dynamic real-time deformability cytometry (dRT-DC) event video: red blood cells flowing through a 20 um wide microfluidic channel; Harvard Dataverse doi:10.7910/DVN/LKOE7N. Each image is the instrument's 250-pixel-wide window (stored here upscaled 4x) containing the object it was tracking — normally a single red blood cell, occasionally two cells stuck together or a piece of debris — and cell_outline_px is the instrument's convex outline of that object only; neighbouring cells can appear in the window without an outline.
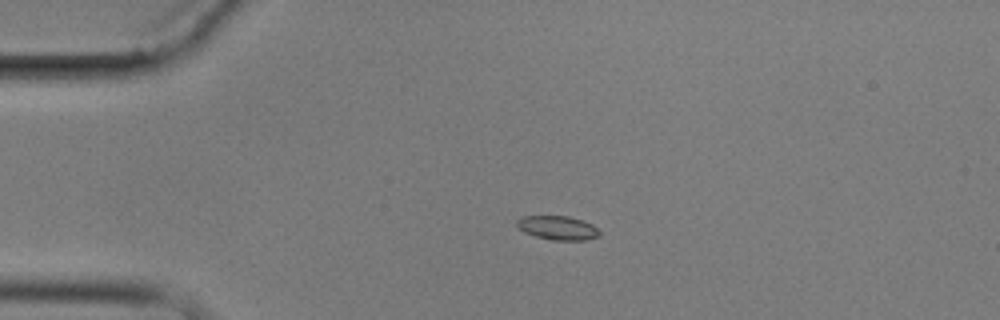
{"species": "common noctule bat (a hibernating species)", "species_latin": "Nyctalus noctula", "temperature_condition": "cold", "stored_images_in_passage": 4, "camera_frame_rate_fps": 3000, "um_per_image_px": 0.085, "animal": {"sex": "male", "body_mass_g": 17.9}, "frame": {"image": 1, "passage_image": 3, "time_ms": 2.333, "image_size_px": [1000, 320], "cell_outline_px": [[600, 236], [584, 240], [552, 240], [536, 236], [524, 232], [516, 224], [516, 220], [520, 216], [568, 216], [592, 224], [600, 232]], "centroid_in_image_um": [47.39, 19.36], "position_along_channel_um": 37.6, "area_um2": 11.44}}